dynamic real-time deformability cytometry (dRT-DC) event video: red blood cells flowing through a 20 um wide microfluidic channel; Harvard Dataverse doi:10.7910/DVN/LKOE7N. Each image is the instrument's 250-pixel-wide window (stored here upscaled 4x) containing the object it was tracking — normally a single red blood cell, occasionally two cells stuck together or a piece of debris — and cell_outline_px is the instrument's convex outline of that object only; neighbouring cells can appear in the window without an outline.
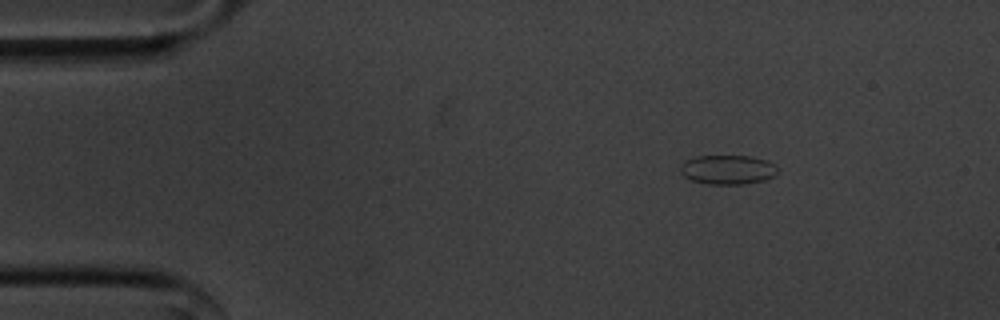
{"species": "common noctule bat (a hibernating species)", "species_latin": "Nyctalus noctula", "temperature_condition": "cold", "stored_images_in_passage": 50, "camera_frame_rate_fps": 3000, "um_per_image_px": 0.085, "animal": {"sex": "male", "body_mass_g": 20.1, "forearm_length_mm": 53.5}, "frame": {"image": 1, "passage_image": 3, "time_ms": 0.667, "image_size_px": [1000, 320], "cell_outline_px": [[776, 172], [772, 176], [764, 180], [744, 184], [704, 184], [692, 180], [684, 176], [680, 172], [680, 164], [684, 160], [696, 156], [752, 156], [764, 160], [772, 164], [776, 168]], "centroid_in_image_um": [61.77, 14.42], "position_along_channel_um": 23.2, "area_um2": 16.53}}
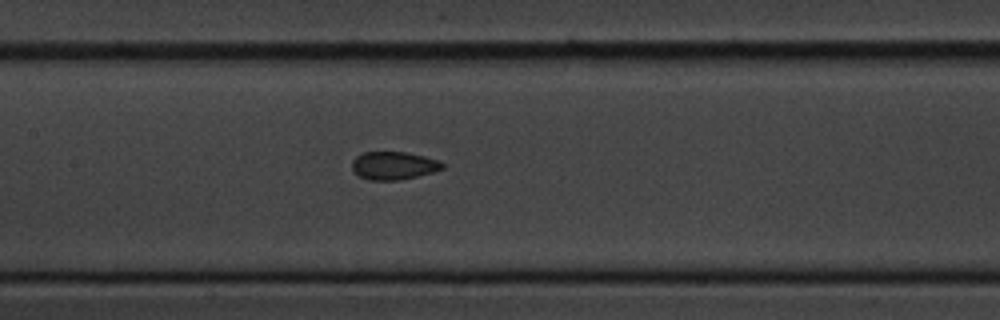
{"frame": {"image": 2, "passage_image": 21, "time_ms": 6.667, "image_size_px": [1000, 320], "cell_outline_px": [[444, 168], [432, 172], [400, 180], [368, 180], [352, 172], [352, 160], [356, 156], [364, 152], [404, 152], [424, 156], [440, 160], [444, 164]], "centroid_in_image_um": [33.44, 14.07], "position_along_channel_um": 174.0, "area_um2": 14.8}}
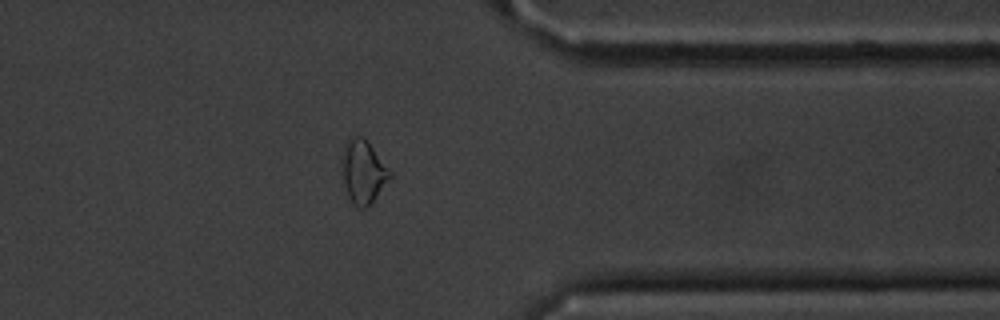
{"frame": {"image": 3, "passage_image": 39, "time_ms": 12.667, "image_size_px": [1000, 320], "cell_outline_px": [[392, 176], [376, 196], [364, 208], [360, 208], [352, 200], [344, 184], [344, 144], [352, 136], [360, 136], [368, 140], [392, 172]], "centroid_in_image_um": [30.92, 14.54], "position_along_channel_um": 380.5, "area_um2": 16.94}, "authors_computed_cell_mechanics": {"area_um2": 15.5771, "velocity_mm_per_s": 3.5993, "shape_relaxation_time_tau1_ms": 4.586, "shape_relaxation_time_tau2_ms": 1.6468, "deformation_change_tau1": 0.1027, "deformation_change_tau2": 0.0564}}